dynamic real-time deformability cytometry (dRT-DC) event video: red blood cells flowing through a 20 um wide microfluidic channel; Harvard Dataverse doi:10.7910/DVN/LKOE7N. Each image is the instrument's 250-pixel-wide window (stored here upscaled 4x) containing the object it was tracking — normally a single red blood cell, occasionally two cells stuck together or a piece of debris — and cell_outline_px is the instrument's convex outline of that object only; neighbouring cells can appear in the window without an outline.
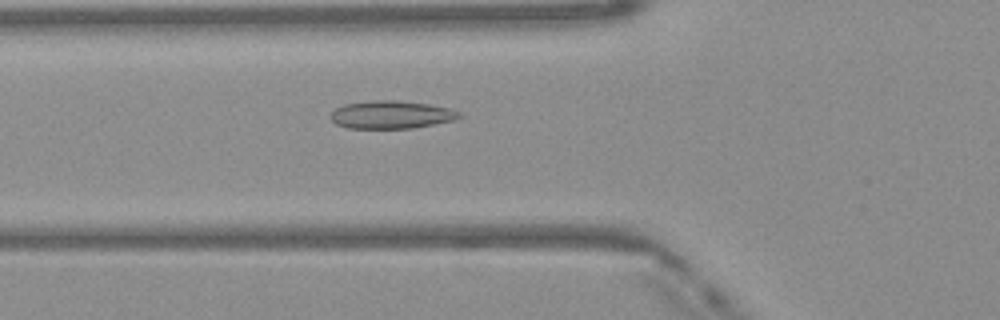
{"species": "Egyptian fruit bat (a non-hibernating species)", "species_latin": "Rousettus aegyptiacus", "temperature_condition": "warm", "stored_images_in_passage": 49, "camera_frame_rate_fps": 3000, "um_per_image_px": 0.085, "frame": {"image": 1, "passage_image": 18, "time_ms": 5.667, "image_size_px": [1000, 320], "cell_outline_px": [[464, 116], [452, 120], [412, 128], [348, 128], [336, 124], [332, 120], [332, 112], [336, 108], [344, 104], [368, 100], [396, 100], [428, 104], [448, 108], [460, 112]], "centroid_in_image_um": [33.24, 9.74], "position_along_channel_um": 92.6, "area_um2": 20.75}}
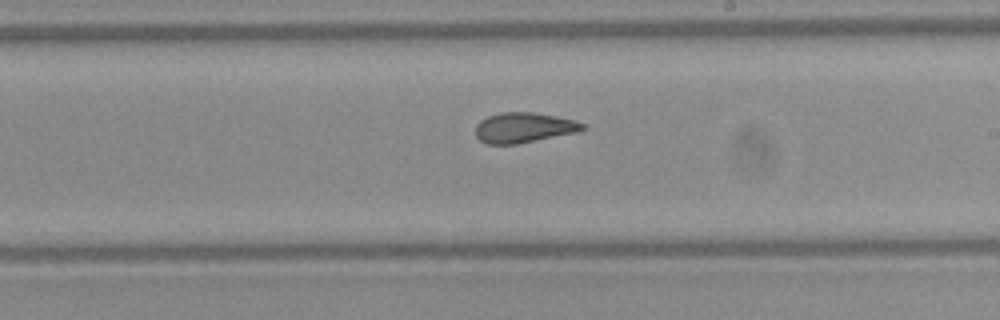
{"frame": {"image": 2, "passage_image": 29, "time_ms": 9.333, "image_size_px": [1000, 320], "cell_outline_px": [[588, 128], [580, 132], [516, 144], [488, 144], [480, 140], [476, 136], [476, 124], [480, 120], [488, 116], [500, 112], [532, 112], [556, 116], [576, 120], [584, 124]], "centroid_in_image_um": [44.56, 10.84], "position_along_channel_um": 244.4, "area_um2": 19.02}}
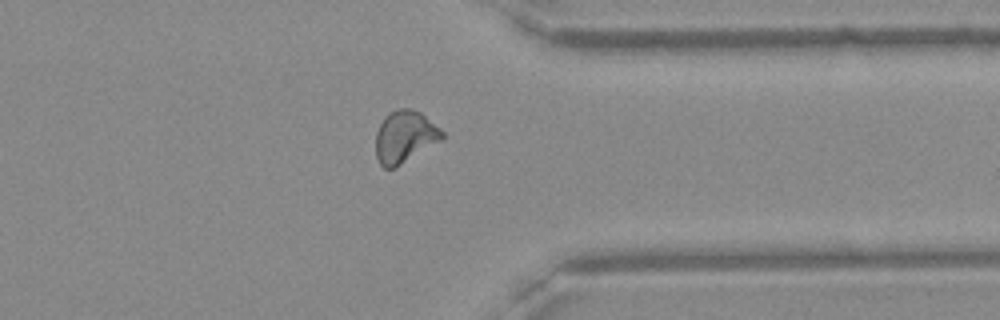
{"frame": {"image": 3, "passage_image": 39, "time_ms": 12.667, "image_size_px": [1000, 320], "cell_outline_px": [[444, 140], [396, 168], [384, 168], [380, 164], [376, 156], [376, 132], [384, 116], [396, 108], [412, 108], [420, 112], [440, 128], [444, 132]], "centroid_in_image_um": [34.43, 11.63], "position_along_channel_um": 377.0, "area_um2": 20.58}, "authors_computed_cell_mechanics": {"area_um2": 20.1722, "velocity_mm_per_s": 4.1349, "shape_relaxation_time_tau1_ms": null, "shape_relaxation_time_tau2_ms": 1.2815, "deformation_change_tau1": null, "deformation_change_tau2": 0.06}}